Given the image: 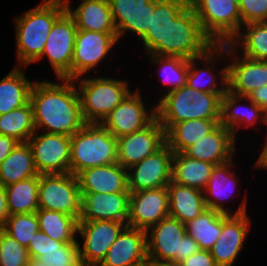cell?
Instances as JSON below:
<instances>
[{
  "instance_id": "6da1fadb",
  "label": "cell",
  "mask_w": 267,
  "mask_h": 266,
  "mask_svg": "<svg viewBox=\"0 0 267 266\" xmlns=\"http://www.w3.org/2000/svg\"><path fill=\"white\" fill-rule=\"evenodd\" d=\"M35 81L29 102L33 110L36 131L72 137L85 124L81 101L75 82L67 78Z\"/></svg>"
},
{
  "instance_id": "7a4b0ae2",
  "label": "cell",
  "mask_w": 267,
  "mask_h": 266,
  "mask_svg": "<svg viewBox=\"0 0 267 266\" xmlns=\"http://www.w3.org/2000/svg\"><path fill=\"white\" fill-rule=\"evenodd\" d=\"M66 11L62 0H43L15 19L17 67H28L41 57L54 22Z\"/></svg>"
},
{
  "instance_id": "3957f363",
  "label": "cell",
  "mask_w": 267,
  "mask_h": 266,
  "mask_svg": "<svg viewBox=\"0 0 267 266\" xmlns=\"http://www.w3.org/2000/svg\"><path fill=\"white\" fill-rule=\"evenodd\" d=\"M156 104V118L165 132L175 123L193 119H220L221 96L188 85L166 92Z\"/></svg>"
},
{
  "instance_id": "277c9868",
  "label": "cell",
  "mask_w": 267,
  "mask_h": 266,
  "mask_svg": "<svg viewBox=\"0 0 267 266\" xmlns=\"http://www.w3.org/2000/svg\"><path fill=\"white\" fill-rule=\"evenodd\" d=\"M117 163V138L100 123H86L71 137L70 173Z\"/></svg>"
},
{
  "instance_id": "5b68a950",
  "label": "cell",
  "mask_w": 267,
  "mask_h": 266,
  "mask_svg": "<svg viewBox=\"0 0 267 266\" xmlns=\"http://www.w3.org/2000/svg\"><path fill=\"white\" fill-rule=\"evenodd\" d=\"M77 87L82 115L86 123H102L131 92L129 82L108 77H79ZM77 82V83H76Z\"/></svg>"
},
{
  "instance_id": "8992f818",
  "label": "cell",
  "mask_w": 267,
  "mask_h": 266,
  "mask_svg": "<svg viewBox=\"0 0 267 266\" xmlns=\"http://www.w3.org/2000/svg\"><path fill=\"white\" fill-rule=\"evenodd\" d=\"M149 261L181 263L200 250L199 244L186 233L185 224L170 216L146 231Z\"/></svg>"
},
{
  "instance_id": "52a82bcc",
  "label": "cell",
  "mask_w": 267,
  "mask_h": 266,
  "mask_svg": "<svg viewBox=\"0 0 267 266\" xmlns=\"http://www.w3.org/2000/svg\"><path fill=\"white\" fill-rule=\"evenodd\" d=\"M213 42L204 34L196 14L188 5L167 26L166 44H160L151 54L179 56L191 59L206 53Z\"/></svg>"
},
{
  "instance_id": "ba28073f",
  "label": "cell",
  "mask_w": 267,
  "mask_h": 266,
  "mask_svg": "<svg viewBox=\"0 0 267 266\" xmlns=\"http://www.w3.org/2000/svg\"><path fill=\"white\" fill-rule=\"evenodd\" d=\"M189 5L214 45L229 43L242 27L237 0H189Z\"/></svg>"
},
{
  "instance_id": "9c48e42d",
  "label": "cell",
  "mask_w": 267,
  "mask_h": 266,
  "mask_svg": "<svg viewBox=\"0 0 267 266\" xmlns=\"http://www.w3.org/2000/svg\"><path fill=\"white\" fill-rule=\"evenodd\" d=\"M37 195L39 208L62 212L79 221L81 194L77 176L74 174H40Z\"/></svg>"
},
{
  "instance_id": "30bf717a",
  "label": "cell",
  "mask_w": 267,
  "mask_h": 266,
  "mask_svg": "<svg viewBox=\"0 0 267 266\" xmlns=\"http://www.w3.org/2000/svg\"><path fill=\"white\" fill-rule=\"evenodd\" d=\"M127 226V222L78 221L77 235L83 238V245L79 243L81 264L98 266L112 243Z\"/></svg>"
},
{
  "instance_id": "8fae6325",
  "label": "cell",
  "mask_w": 267,
  "mask_h": 266,
  "mask_svg": "<svg viewBox=\"0 0 267 266\" xmlns=\"http://www.w3.org/2000/svg\"><path fill=\"white\" fill-rule=\"evenodd\" d=\"M77 30L73 18L65 11L54 22L44 51L35 63L48 57L57 78L71 79V62Z\"/></svg>"
},
{
  "instance_id": "7c38bea8",
  "label": "cell",
  "mask_w": 267,
  "mask_h": 266,
  "mask_svg": "<svg viewBox=\"0 0 267 266\" xmlns=\"http://www.w3.org/2000/svg\"><path fill=\"white\" fill-rule=\"evenodd\" d=\"M35 132L27 141L39 174L70 173L71 137Z\"/></svg>"
},
{
  "instance_id": "4fadbf2b",
  "label": "cell",
  "mask_w": 267,
  "mask_h": 266,
  "mask_svg": "<svg viewBox=\"0 0 267 266\" xmlns=\"http://www.w3.org/2000/svg\"><path fill=\"white\" fill-rule=\"evenodd\" d=\"M118 42L117 33L77 30L71 62V80L83 77L98 68V64L111 53V49Z\"/></svg>"
},
{
  "instance_id": "5bb4252c",
  "label": "cell",
  "mask_w": 267,
  "mask_h": 266,
  "mask_svg": "<svg viewBox=\"0 0 267 266\" xmlns=\"http://www.w3.org/2000/svg\"><path fill=\"white\" fill-rule=\"evenodd\" d=\"M174 152L165 143L154 154L127 169L128 190L143 191L166 187L172 178Z\"/></svg>"
},
{
  "instance_id": "9a60e30c",
  "label": "cell",
  "mask_w": 267,
  "mask_h": 266,
  "mask_svg": "<svg viewBox=\"0 0 267 266\" xmlns=\"http://www.w3.org/2000/svg\"><path fill=\"white\" fill-rule=\"evenodd\" d=\"M134 91L101 123L116 138L140 131L156 118V105L152 109H146L139 89Z\"/></svg>"
},
{
  "instance_id": "2e32d148",
  "label": "cell",
  "mask_w": 267,
  "mask_h": 266,
  "mask_svg": "<svg viewBox=\"0 0 267 266\" xmlns=\"http://www.w3.org/2000/svg\"><path fill=\"white\" fill-rule=\"evenodd\" d=\"M166 143L165 130L155 118L144 129L117 138V163L128 169Z\"/></svg>"
},
{
  "instance_id": "e0dca14e",
  "label": "cell",
  "mask_w": 267,
  "mask_h": 266,
  "mask_svg": "<svg viewBox=\"0 0 267 266\" xmlns=\"http://www.w3.org/2000/svg\"><path fill=\"white\" fill-rule=\"evenodd\" d=\"M226 55L232 61L228 64V91L247 97L255 89L267 85V61L239 55L229 43L226 44Z\"/></svg>"
},
{
  "instance_id": "ac0fdd59",
  "label": "cell",
  "mask_w": 267,
  "mask_h": 266,
  "mask_svg": "<svg viewBox=\"0 0 267 266\" xmlns=\"http://www.w3.org/2000/svg\"><path fill=\"white\" fill-rule=\"evenodd\" d=\"M169 216L167 186L130 192L127 225L147 231L161 219Z\"/></svg>"
},
{
  "instance_id": "d6986e66",
  "label": "cell",
  "mask_w": 267,
  "mask_h": 266,
  "mask_svg": "<svg viewBox=\"0 0 267 266\" xmlns=\"http://www.w3.org/2000/svg\"><path fill=\"white\" fill-rule=\"evenodd\" d=\"M224 56L227 57L226 44H221L213 45L203 55L189 59L186 85L194 90L205 93H218L222 97L228 91V64H226L221 71L219 70V82L221 84L219 88L217 87V74L214 73L216 70L214 67H216V60H220ZM196 62L204 64L206 66L205 69H199Z\"/></svg>"
},
{
  "instance_id": "ffe728a7",
  "label": "cell",
  "mask_w": 267,
  "mask_h": 266,
  "mask_svg": "<svg viewBox=\"0 0 267 266\" xmlns=\"http://www.w3.org/2000/svg\"><path fill=\"white\" fill-rule=\"evenodd\" d=\"M251 223L247 213L240 215L222 213V230L210 250L217 266H233L247 239Z\"/></svg>"
},
{
  "instance_id": "44dd1931",
  "label": "cell",
  "mask_w": 267,
  "mask_h": 266,
  "mask_svg": "<svg viewBox=\"0 0 267 266\" xmlns=\"http://www.w3.org/2000/svg\"><path fill=\"white\" fill-rule=\"evenodd\" d=\"M80 194L81 214L79 221L127 222L130 192Z\"/></svg>"
},
{
  "instance_id": "7402d4cb",
  "label": "cell",
  "mask_w": 267,
  "mask_h": 266,
  "mask_svg": "<svg viewBox=\"0 0 267 266\" xmlns=\"http://www.w3.org/2000/svg\"><path fill=\"white\" fill-rule=\"evenodd\" d=\"M118 40L132 32L140 39L150 26L155 0H108Z\"/></svg>"
},
{
  "instance_id": "603a6c76",
  "label": "cell",
  "mask_w": 267,
  "mask_h": 266,
  "mask_svg": "<svg viewBox=\"0 0 267 266\" xmlns=\"http://www.w3.org/2000/svg\"><path fill=\"white\" fill-rule=\"evenodd\" d=\"M232 163L233 159L226 163L215 165L208 180L207 186L203 191L204 199L206 207L209 209L228 215H240L247 213V199L245 197L243 201H241L239 207L235 210V213L232 211V209L229 210L227 206L224 205V201L231 198L238 186L236 185L238 184V180L235 178V173L231 168L232 165L234 166L235 164Z\"/></svg>"
},
{
  "instance_id": "cb8c5ba5",
  "label": "cell",
  "mask_w": 267,
  "mask_h": 266,
  "mask_svg": "<svg viewBox=\"0 0 267 266\" xmlns=\"http://www.w3.org/2000/svg\"><path fill=\"white\" fill-rule=\"evenodd\" d=\"M147 260L146 231L127 226L98 266H136Z\"/></svg>"
},
{
  "instance_id": "d4e9b609",
  "label": "cell",
  "mask_w": 267,
  "mask_h": 266,
  "mask_svg": "<svg viewBox=\"0 0 267 266\" xmlns=\"http://www.w3.org/2000/svg\"><path fill=\"white\" fill-rule=\"evenodd\" d=\"M236 138L229 129L219 124L183 153L190 158L198 159L215 165L226 163L235 156Z\"/></svg>"
},
{
  "instance_id": "484cf974",
  "label": "cell",
  "mask_w": 267,
  "mask_h": 266,
  "mask_svg": "<svg viewBox=\"0 0 267 266\" xmlns=\"http://www.w3.org/2000/svg\"><path fill=\"white\" fill-rule=\"evenodd\" d=\"M76 176L80 193L130 192L127 169L119 163L87 168Z\"/></svg>"
},
{
  "instance_id": "4316f807",
  "label": "cell",
  "mask_w": 267,
  "mask_h": 266,
  "mask_svg": "<svg viewBox=\"0 0 267 266\" xmlns=\"http://www.w3.org/2000/svg\"><path fill=\"white\" fill-rule=\"evenodd\" d=\"M242 100L249 101L246 108L239 104L242 103L240 102ZM240 106L244 109H242L243 111ZM259 119L267 126V114L248 97L235 95L230 91L221 97L220 124L233 132L235 138L239 128L244 127L245 129L254 126Z\"/></svg>"
},
{
  "instance_id": "83f0119b",
  "label": "cell",
  "mask_w": 267,
  "mask_h": 266,
  "mask_svg": "<svg viewBox=\"0 0 267 266\" xmlns=\"http://www.w3.org/2000/svg\"><path fill=\"white\" fill-rule=\"evenodd\" d=\"M66 12L73 18L78 30L117 33L108 0H81L72 10L70 0H63Z\"/></svg>"
},
{
  "instance_id": "f1b7e54d",
  "label": "cell",
  "mask_w": 267,
  "mask_h": 266,
  "mask_svg": "<svg viewBox=\"0 0 267 266\" xmlns=\"http://www.w3.org/2000/svg\"><path fill=\"white\" fill-rule=\"evenodd\" d=\"M188 5L189 0H155L154 12H151L150 26L140 38L148 55L160 44H166L167 26Z\"/></svg>"
},
{
  "instance_id": "f546056e",
  "label": "cell",
  "mask_w": 267,
  "mask_h": 266,
  "mask_svg": "<svg viewBox=\"0 0 267 266\" xmlns=\"http://www.w3.org/2000/svg\"><path fill=\"white\" fill-rule=\"evenodd\" d=\"M167 189L169 216L178 219L181 223L186 224L207 209L203 191L172 181Z\"/></svg>"
},
{
  "instance_id": "4dcf8cb0",
  "label": "cell",
  "mask_w": 267,
  "mask_h": 266,
  "mask_svg": "<svg viewBox=\"0 0 267 266\" xmlns=\"http://www.w3.org/2000/svg\"><path fill=\"white\" fill-rule=\"evenodd\" d=\"M220 124V119H193L173 124L166 132V144L173 152L183 153Z\"/></svg>"
},
{
  "instance_id": "1f68e13d",
  "label": "cell",
  "mask_w": 267,
  "mask_h": 266,
  "mask_svg": "<svg viewBox=\"0 0 267 266\" xmlns=\"http://www.w3.org/2000/svg\"><path fill=\"white\" fill-rule=\"evenodd\" d=\"M215 164L174 152L171 181L204 191Z\"/></svg>"
},
{
  "instance_id": "d6a6232c",
  "label": "cell",
  "mask_w": 267,
  "mask_h": 266,
  "mask_svg": "<svg viewBox=\"0 0 267 266\" xmlns=\"http://www.w3.org/2000/svg\"><path fill=\"white\" fill-rule=\"evenodd\" d=\"M21 67L15 66L0 80V115L20 108L29 102L31 82Z\"/></svg>"
},
{
  "instance_id": "836d02e7",
  "label": "cell",
  "mask_w": 267,
  "mask_h": 266,
  "mask_svg": "<svg viewBox=\"0 0 267 266\" xmlns=\"http://www.w3.org/2000/svg\"><path fill=\"white\" fill-rule=\"evenodd\" d=\"M39 175L27 142L19 143L0 163V182L4 186Z\"/></svg>"
},
{
  "instance_id": "e575fe53",
  "label": "cell",
  "mask_w": 267,
  "mask_h": 266,
  "mask_svg": "<svg viewBox=\"0 0 267 266\" xmlns=\"http://www.w3.org/2000/svg\"><path fill=\"white\" fill-rule=\"evenodd\" d=\"M229 44L247 58L267 61V22L242 25Z\"/></svg>"
},
{
  "instance_id": "d590c367",
  "label": "cell",
  "mask_w": 267,
  "mask_h": 266,
  "mask_svg": "<svg viewBox=\"0 0 267 266\" xmlns=\"http://www.w3.org/2000/svg\"><path fill=\"white\" fill-rule=\"evenodd\" d=\"M39 176L5 186L9 215L35 213L38 205Z\"/></svg>"
},
{
  "instance_id": "8d00e7d4",
  "label": "cell",
  "mask_w": 267,
  "mask_h": 266,
  "mask_svg": "<svg viewBox=\"0 0 267 266\" xmlns=\"http://www.w3.org/2000/svg\"><path fill=\"white\" fill-rule=\"evenodd\" d=\"M39 229L56 241L66 243L76 240L78 220L62 212L39 208L36 211Z\"/></svg>"
},
{
  "instance_id": "74e56055",
  "label": "cell",
  "mask_w": 267,
  "mask_h": 266,
  "mask_svg": "<svg viewBox=\"0 0 267 266\" xmlns=\"http://www.w3.org/2000/svg\"><path fill=\"white\" fill-rule=\"evenodd\" d=\"M185 229L201 250L210 251L222 230V213L207 208L195 219L187 222Z\"/></svg>"
},
{
  "instance_id": "f35d334b",
  "label": "cell",
  "mask_w": 267,
  "mask_h": 266,
  "mask_svg": "<svg viewBox=\"0 0 267 266\" xmlns=\"http://www.w3.org/2000/svg\"><path fill=\"white\" fill-rule=\"evenodd\" d=\"M35 132L33 110L30 102L0 115V135L10 136L20 143H26Z\"/></svg>"
},
{
  "instance_id": "ab89813d",
  "label": "cell",
  "mask_w": 267,
  "mask_h": 266,
  "mask_svg": "<svg viewBox=\"0 0 267 266\" xmlns=\"http://www.w3.org/2000/svg\"><path fill=\"white\" fill-rule=\"evenodd\" d=\"M148 56L153 63L160 66V79L170 87L166 92L186 85L189 68L188 59L179 56H156L153 54H149Z\"/></svg>"
},
{
  "instance_id": "60d3db41",
  "label": "cell",
  "mask_w": 267,
  "mask_h": 266,
  "mask_svg": "<svg viewBox=\"0 0 267 266\" xmlns=\"http://www.w3.org/2000/svg\"><path fill=\"white\" fill-rule=\"evenodd\" d=\"M2 230L27 248L34 234L40 230L36 212L9 215Z\"/></svg>"
},
{
  "instance_id": "b9f144b4",
  "label": "cell",
  "mask_w": 267,
  "mask_h": 266,
  "mask_svg": "<svg viewBox=\"0 0 267 266\" xmlns=\"http://www.w3.org/2000/svg\"><path fill=\"white\" fill-rule=\"evenodd\" d=\"M29 261L27 248L0 229V266H27Z\"/></svg>"
},
{
  "instance_id": "7bdbcfd3",
  "label": "cell",
  "mask_w": 267,
  "mask_h": 266,
  "mask_svg": "<svg viewBox=\"0 0 267 266\" xmlns=\"http://www.w3.org/2000/svg\"><path fill=\"white\" fill-rule=\"evenodd\" d=\"M38 260L47 266H80L79 242L66 243L56 252L44 253Z\"/></svg>"
},
{
  "instance_id": "ee69618b",
  "label": "cell",
  "mask_w": 267,
  "mask_h": 266,
  "mask_svg": "<svg viewBox=\"0 0 267 266\" xmlns=\"http://www.w3.org/2000/svg\"><path fill=\"white\" fill-rule=\"evenodd\" d=\"M242 25L267 22V0H239Z\"/></svg>"
},
{
  "instance_id": "f6af8a7d",
  "label": "cell",
  "mask_w": 267,
  "mask_h": 266,
  "mask_svg": "<svg viewBox=\"0 0 267 266\" xmlns=\"http://www.w3.org/2000/svg\"><path fill=\"white\" fill-rule=\"evenodd\" d=\"M64 245V242L56 241L41 230H38L32 240H30L27 251L29 252L30 259L38 260L44 253L56 252L58 248Z\"/></svg>"
},
{
  "instance_id": "bcb514c9",
  "label": "cell",
  "mask_w": 267,
  "mask_h": 266,
  "mask_svg": "<svg viewBox=\"0 0 267 266\" xmlns=\"http://www.w3.org/2000/svg\"><path fill=\"white\" fill-rule=\"evenodd\" d=\"M182 266H217L210 251L199 250L181 262Z\"/></svg>"
},
{
  "instance_id": "7dc6e473",
  "label": "cell",
  "mask_w": 267,
  "mask_h": 266,
  "mask_svg": "<svg viewBox=\"0 0 267 266\" xmlns=\"http://www.w3.org/2000/svg\"><path fill=\"white\" fill-rule=\"evenodd\" d=\"M15 138L5 135H0V163L12 152L19 144Z\"/></svg>"
},
{
  "instance_id": "c3c4849f",
  "label": "cell",
  "mask_w": 267,
  "mask_h": 266,
  "mask_svg": "<svg viewBox=\"0 0 267 266\" xmlns=\"http://www.w3.org/2000/svg\"><path fill=\"white\" fill-rule=\"evenodd\" d=\"M247 97L259 105L267 114V85L255 89Z\"/></svg>"
},
{
  "instance_id": "681fc988",
  "label": "cell",
  "mask_w": 267,
  "mask_h": 266,
  "mask_svg": "<svg viewBox=\"0 0 267 266\" xmlns=\"http://www.w3.org/2000/svg\"><path fill=\"white\" fill-rule=\"evenodd\" d=\"M8 216L5 186L0 182V229L3 228Z\"/></svg>"
},
{
  "instance_id": "f907efd6",
  "label": "cell",
  "mask_w": 267,
  "mask_h": 266,
  "mask_svg": "<svg viewBox=\"0 0 267 266\" xmlns=\"http://www.w3.org/2000/svg\"><path fill=\"white\" fill-rule=\"evenodd\" d=\"M265 143L259 158L257 159L255 166L256 168H261L267 170V136L265 135Z\"/></svg>"
},
{
  "instance_id": "816d5d0a",
  "label": "cell",
  "mask_w": 267,
  "mask_h": 266,
  "mask_svg": "<svg viewBox=\"0 0 267 266\" xmlns=\"http://www.w3.org/2000/svg\"><path fill=\"white\" fill-rule=\"evenodd\" d=\"M152 266H182L181 263L171 261H152Z\"/></svg>"
},
{
  "instance_id": "f5cc1de1",
  "label": "cell",
  "mask_w": 267,
  "mask_h": 266,
  "mask_svg": "<svg viewBox=\"0 0 267 266\" xmlns=\"http://www.w3.org/2000/svg\"><path fill=\"white\" fill-rule=\"evenodd\" d=\"M27 266H47V265L41 263L39 260L30 259Z\"/></svg>"
},
{
  "instance_id": "db71d44e",
  "label": "cell",
  "mask_w": 267,
  "mask_h": 266,
  "mask_svg": "<svg viewBox=\"0 0 267 266\" xmlns=\"http://www.w3.org/2000/svg\"><path fill=\"white\" fill-rule=\"evenodd\" d=\"M136 266H152V261L147 260L144 263H141V264L136 265Z\"/></svg>"
}]
</instances>
